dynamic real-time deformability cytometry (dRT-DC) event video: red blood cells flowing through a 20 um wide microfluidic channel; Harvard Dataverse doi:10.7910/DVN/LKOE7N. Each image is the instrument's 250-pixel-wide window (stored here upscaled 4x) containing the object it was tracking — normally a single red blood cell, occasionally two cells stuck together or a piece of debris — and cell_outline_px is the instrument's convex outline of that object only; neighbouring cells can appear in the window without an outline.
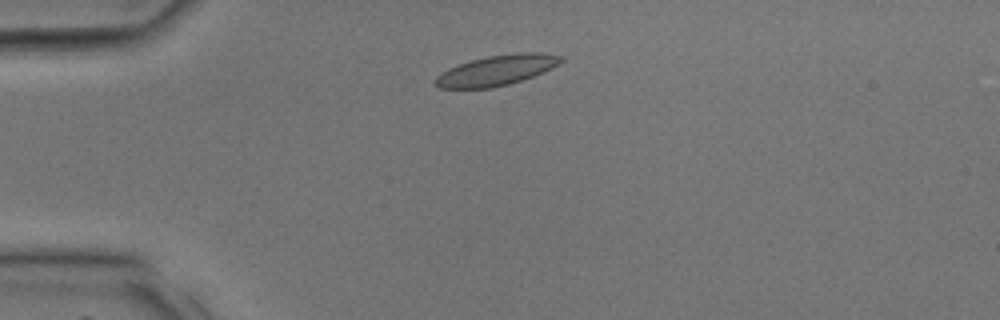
{"species": "common noctule bat (a hibernating species)", "species_latin": "Nyctalus noctula", "temperature_condition": "room temperature", "stored_images_in_passage": 32, "camera_frame_rate_fps": 3000, "um_per_image_px": 0.085, "animal": {"sex": "male", "body_mass_g": 17.9, "forearm_length_mm": 54.2}, "frame": {"image": 1, "passage_image": 4, "time_ms": 1.0, "image_size_px": [1000, 320], "cell_outline_px": [[564, 60], [552, 68], [532, 76], [508, 84], [492, 88], [440, 88], [432, 80], [440, 72], [448, 68], [472, 60], [488, 56], [520, 52], [544, 52], [564, 56]], "centroid_in_image_um": [42.22, 5.96], "position_along_channel_um": 42.8, "area_um2": 22.14}}
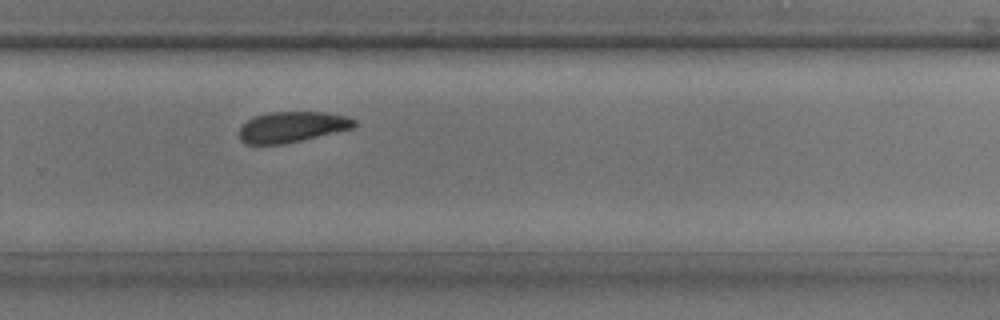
{"frame": {"image": 2, "passage_image": 20, "time_ms": 6.333, "image_size_px": [1000, 320], "cell_outline_px": [[356, 124], [352, 128], [284, 144], [244, 144], [240, 140], [240, 128], [248, 120], [256, 116], [268, 112], [324, 112], [348, 116], [356, 120]], "centroid_in_image_um": [24.82, 10.78], "position_along_channel_um": 305.0, "area_um2": 20.4}}
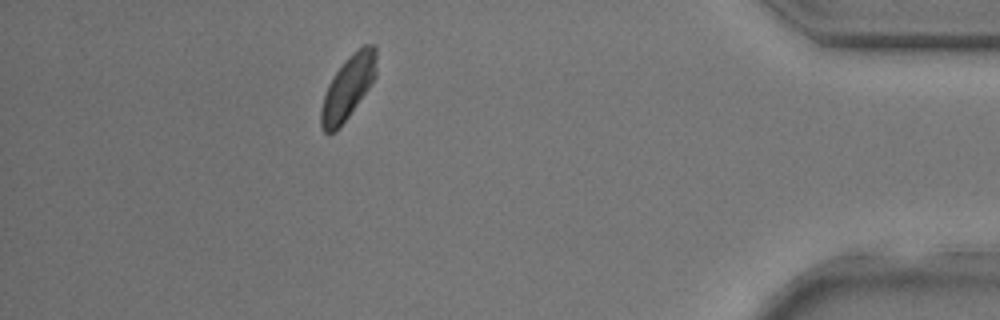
{"frame": {"image": 3, "passage_image": 28, "time_ms": 9.0, "image_size_px": [1000, 320], "cell_outline_px": [[376, 76], [368, 88], [348, 116], [336, 132], [328, 136], [320, 128], [320, 108], [328, 84], [344, 60], [348, 56], [364, 44], [376, 44]], "centroid_in_image_um": [29.55, 7.45], "position_along_channel_um": 405.6, "area_um2": 20.46}}